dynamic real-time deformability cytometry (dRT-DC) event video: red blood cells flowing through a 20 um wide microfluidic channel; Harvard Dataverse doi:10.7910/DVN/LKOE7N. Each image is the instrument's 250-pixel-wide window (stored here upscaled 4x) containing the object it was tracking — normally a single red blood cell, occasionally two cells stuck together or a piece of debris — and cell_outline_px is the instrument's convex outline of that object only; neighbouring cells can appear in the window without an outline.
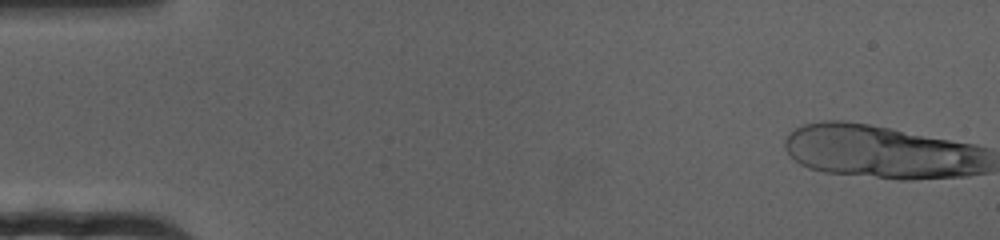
{"species": "human", "species_latin": "Homo sapiens", "temperature_condition": "cold", "stored_images_in_passage": 14, "segment_of_instrument_passage": [1, 2], "camera_frame_rate_fps": 3000, "um_per_image_px": 0.085, "donor": {"sex": "female"}, "frame": {"image": 1, "passage_image": 1, "time_ms": 0.0, "image_size_px": [1000, 240], "cell_outline_px": [[976, 172], [948, 176], [880, 176], [840, 172], [816, 124], [860, 124], [964, 144], [972, 160]], "centroid_in_image_um": [75.93, 12.95], "position_along_channel_um": 9.1, "area_um2": 43.93}}